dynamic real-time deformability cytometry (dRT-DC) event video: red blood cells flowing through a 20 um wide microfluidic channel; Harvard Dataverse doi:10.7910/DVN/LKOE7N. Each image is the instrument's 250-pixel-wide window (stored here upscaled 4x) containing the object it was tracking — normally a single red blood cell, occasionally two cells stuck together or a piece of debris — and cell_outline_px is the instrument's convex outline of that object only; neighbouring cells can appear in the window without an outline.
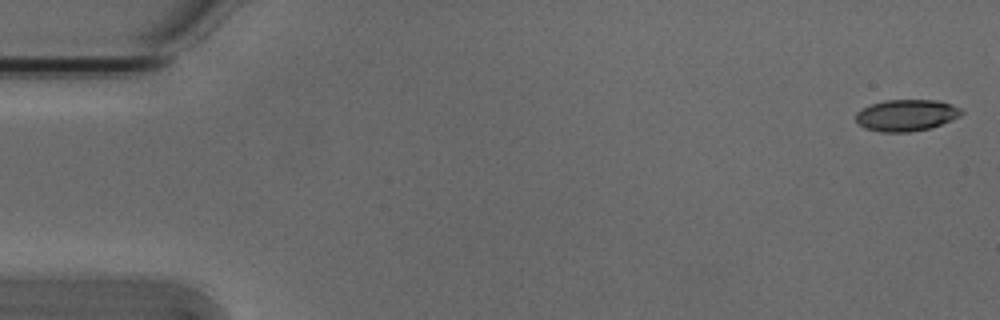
{"species": "Egyptian fruit bat (a non-hibernating species)", "species_latin": "Rousettus aegyptiacus", "temperature_condition": "cold", "stored_images_in_passage": 5, "camera_frame_rate_fps": 3000, "um_per_image_px": 0.085, "animal": {"sex": "male"}, "frame": {"image": 1, "passage_image": 1, "time_ms": 0.0, "image_size_px": [1000, 320], "cell_outline_px": [[964, 112], [960, 116], [952, 120], [928, 128], [908, 132], [880, 132], [864, 128], [856, 120], [856, 112], [872, 104], [884, 100], [936, 100], [952, 104], [960, 108]], "centroid_in_image_um": [77.04, 9.79], "position_along_channel_um": 8.0, "area_um2": 19.31}}
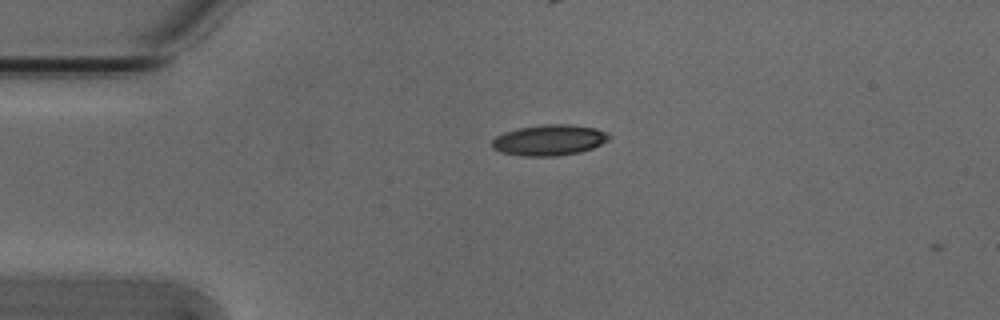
{"frame": {"image": 2, "passage_image": 4, "time_ms": 1.0, "image_size_px": [1000, 320], "cell_outline_px": [[612, 136], [608, 140], [592, 148], [580, 152], [556, 156], [520, 156], [500, 152], [492, 148], [492, 140], [496, 136], [504, 132], [520, 128], [544, 124], [568, 124], [596, 128], [608, 132]], "centroid_in_image_um": [46.69, 11.91], "position_along_channel_um": 38.3, "area_um2": 21.1}}